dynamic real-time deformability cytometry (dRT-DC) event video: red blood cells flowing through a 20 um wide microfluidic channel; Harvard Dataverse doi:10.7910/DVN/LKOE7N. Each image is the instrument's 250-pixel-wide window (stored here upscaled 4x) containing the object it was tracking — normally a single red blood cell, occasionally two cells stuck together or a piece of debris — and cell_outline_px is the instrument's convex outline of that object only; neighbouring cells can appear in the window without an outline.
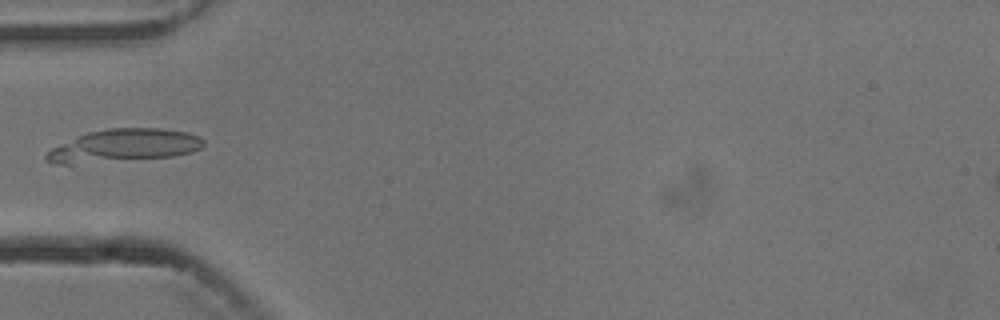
{"species": "common noctule bat (a hibernating species)", "species_latin": "Nyctalus noctula", "temperature_condition": "cold", "stored_images_in_passage": 5, "camera_frame_rate_fps": 3000, "um_per_image_px": 0.085, "animal": {"sex": "male", "body_mass_g": 13.3}, "frame": {"image": 1, "passage_image": 5, "time_ms": 4.667, "image_size_px": [1000, 320], "cell_outline_px": [[204, 144], [200, 148], [192, 152], [172, 156], [72, 168], [52, 164], [44, 156], [52, 148], [88, 132], [108, 128], [160, 128], [184, 132], [200, 136], [204, 140]], "centroid_in_image_um": [10.42, 12.46], "position_along_channel_um": 74.6, "area_um2": 31.33}}